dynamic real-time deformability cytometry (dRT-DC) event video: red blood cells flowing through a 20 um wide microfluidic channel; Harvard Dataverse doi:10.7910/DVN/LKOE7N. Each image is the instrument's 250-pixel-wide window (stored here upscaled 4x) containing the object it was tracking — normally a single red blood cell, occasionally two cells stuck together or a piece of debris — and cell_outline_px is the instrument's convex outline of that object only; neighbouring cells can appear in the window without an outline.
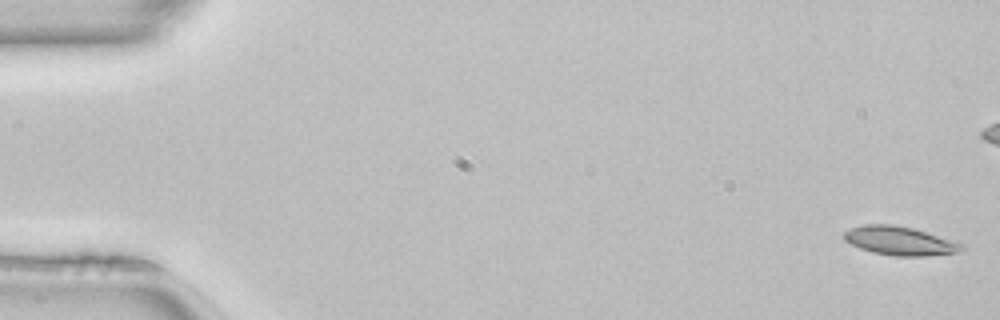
{"species": "common noctule bat (a hibernating species)", "species_latin": "Nyctalus noctula", "temperature_condition": "room temperature", "stored_images_in_passage": 51, "camera_frame_rate_fps": 3000, "um_per_image_px": 0.085, "animal": {"sex": "female", "body_mass_g": 22.7, "forearm_length_mm": 54.2}, "frame": {"image": 1, "passage_image": 1, "time_ms": 0.0, "image_size_px": [1000, 320], "cell_outline_px": [[964, 248], [956, 252], [928, 256], [896, 256], [872, 252], [860, 248], [844, 240], [844, 232], [852, 228], [864, 224], [892, 224], [912, 228], [964, 244]], "centroid_in_image_um": [76.46, 20.47], "position_along_channel_um": 8.5, "area_um2": 19.42}}
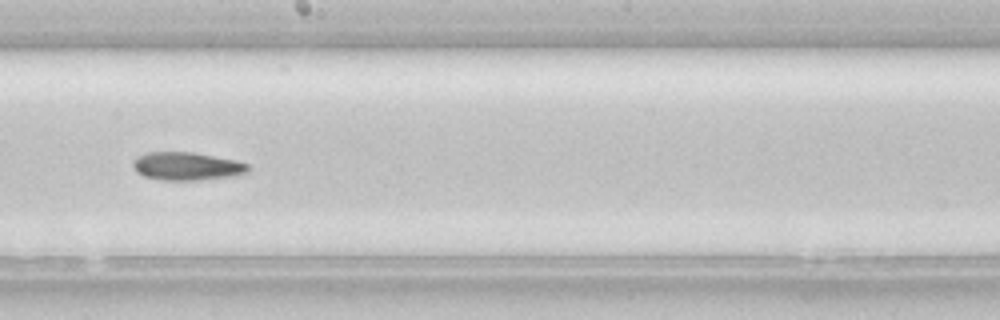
{"frame": {"image": 2, "passage_image": 28, "time_ms": 9.0, "image_size_px": [1000, 320], "cell_outline_px": [[248, 172], [240, 176], [196, 180], [160, 180], [144, 176], [136, 172], [132, 164], [132, 160], [136, 156], [144, 152], [192, 152], [236, 160], [248, 164]], "centroid_in_image_um": [15.86, 14.13], "position_along_channel_um": 232.3, "area_um2": 19.13}}
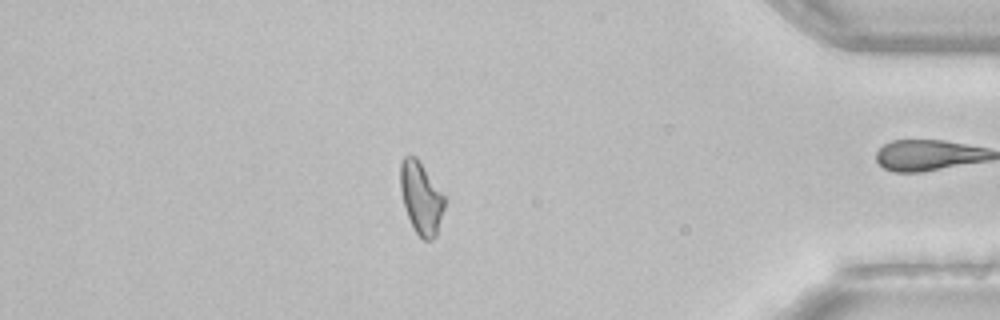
{"frame": {"image": 3, "passage_image": 43, "time_ms": 14.0, "image_size_px": [1000, 320], "cell_outline_px": [[444, 208], [436, 236], [432, 240], [424, 240], [416, 232], [408, 216], [404, 204], [400, 188], [400, 164], [404, 156], [416, 156], [444, 196]], "centroid_in_image_um": [35.78, 16.82], "position_along_channel_um": 399.4, "area_um2": 18.15}, "authors_computed_cell_mechanics": {"area_um2": 19.1896, "velocity_mm_per_s": 4.1033, "shape_relaxation_time_tau1_ms": null, "shape_relaxation_time_tau2_ms": 10.1464, "deformation_change_tau1": null, "deformation_change_tau2": 0.2237}}